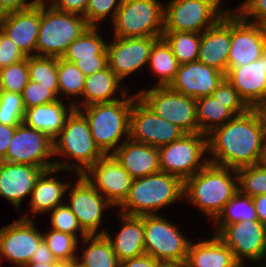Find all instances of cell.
Segmentation results:
<instances>
[{
    "instance_id": "6da1fadb",
    "label": "cell",
    "mask_w": 266,
    "mask_h": 267,
    "mask_svg": "<svg viewBox=\"0 0 266 267\" xmlns=\"http://www.w3.org/2000/svg\"><path fill=\"white\" fill-rule=\"evenodd\" d=\"M266 142V131L255 108L236 115L207 134L210 163L239 169L259 164Z\"/></svg>"
},
{
    "instance_id": "7a4b0ae2",
    "label": "cell",
    "mask_w": 266,
    "mask_h": 267,
    "mask_svg": "<svg viewBox=\"0 0 266 267\" xmlns=\"http://www.w3.org/2000/svg\"><path fill=\"white\" fill-rule=\"evenodd\" d=\"M238 190L237 171L210 162L184 182V195H187L188 201L212 219Z\"/></svg>"
},
{
    "instance_id": "3957f363",
    "label": "cell",
    "mask_w": 266,
    "mask_h": 267,
    "mask_svg": "<svg viewBox=\"0 0 266 267\" xmlns=\"http://www.w3.org/2000/svg\"><path fill=\"white\" fill-rule=\"evenodd\" d=\"M184 195V182L177 176L159 171L134 178L121 213L131 216L153 215Z\"/></svg>"
},
{
    "instance_id": "277c9868",
    "label": "cell",
    "mask_w": 266,
    "mask_h": 267,
    "mask_svg": "<svg viewBox=\"0 0 266 267\" xmlns=\"http://www.w3.org/2000/svg\"><path fill=\"white\" fill-rule=\"evenodd\" d=\"M126 93L127 90L122 91L126 99L83 107V115L88 120L92 138L104 155H109L124 134L123 138L129 139V115L133 101L138 96L136 94L127 98Z\"/></svg>"
},
{
    "instance_id": "5b68a950",
    "label": "cell",
    "mask_w": 266,
    "mask_h": 267,
    "mask_svg": "<svg viewBox=\"0 0 266 267\" xmlns=\"http://www.w3.org/2000/svg\"><path fill=\"white\" fill-rule=\"evenodd\" d=\"M40 3V27L36 56L62 58L68 46L90 25L83 15L60 11Z\"/></svg>"
},
{
    "instance_id": "8992f818",
    "label": "cell",
    "mask_w": 266,
    "mask_h": 267,
    "mask_svg": "<svg viewBox=\"0 0 266 267\" xmlns=\"http://www.w3.org/2000/svg\"><path fill=\"white\" fill-rule=\"evenodd\" d=\"M60 136V137H59ZM58 141L55 139L54 155L63 154L74 158L78 165L54 161L55 168L63 170H77V174H84L97 160L104 154L96 146L92 138L88 120L85 118L80 108L74 109L68 115L65 125L58 135ZM74 165V167H73Z\"/></svg>"
},
{
    "instance_id": "52a82bcc",
    "label": "cell",
    "mask_w": 266,
    "mask_h": 267,
    "mask_svg": "<svg viewBox=\"0 0 266 267\" xmlns=\"http://www.w3.org/2000/svg\"><path fill=\"white\" fill-rule=\"evenodd\" d=\"M163 17L158 0H122L113 19L114 37H161Z\"/></svg>"
},
{
    "instance_id": "ba28073f",
    "label": "cell",
    "mask_w": 266,
    "mask_h": 267,
    "mask_svg": "<svg viewBox=\"0 0 266 267\" xmlns=\"http://www.w3.org/2000/svg\"><path fill=\"white\" fill-rule=\"evenodd\" d=\"M220 2L221 0H171L164 6L163 31L202 33V30L216 24L228 12L220 7Z\"/></svg>"
},
{
    "instance_id": "9c48e42d",
    "label": "cell",
    "mask_w": 266,
    "mask_h": 267,
    "mask_svg": "<svg viewBox=\"0 0 266 267\" xmlns=\"http://www.w3.org/2000/svg\"><path fill=\"white\" fill-rule=\"evenodd\" d=\"M206 137V138H205ZM160 170L177 176L183 182L202 169L208 158L199 161L208 152L207 135L203 133H186L182 138L158 148Z\"/></svg>"
},
{
    "instance_id": "30bf717a",
    "label": "cell",
    "mask_w": 266,
    "mask_h": 267,
    "mask_svg": "<svg viewBox=\"0 0 266 267\" xmlns=\"http://www.w3.org/2000/svg\"><path fill=\"white\" fill-rule=\"evenodd\" d=\"M145 251L159 262L184 265L190 241L167 219L143 215Z\"/></svg>"
},
{
    "instance_id": "8fae6325",
    "label": "cell",
    "mask_w": 266,
    "mask_h": 267,
    "mask_svg": "<svg viewBox=\"0 0 266 267\" xmlns=\"http://www.w3.org/2000/svg\"><path fill=\"white\" fill-rule=\"evenodd\" d=\"M137 96L158 116L179 126L186 133H197L196 99L172 90L169 86H157L140 91Z\"/></svg>"
},
{
    "instance_id": "7c38bea8",
    "label": "cell",
    "mask_w": 266,
    "mask_h": 267,
    "mask_svg": "<svg viewBox=\"0 0 266 267\" xmlns=\"http://www.w3.org/2000/svg\"><path fill=\"white\" fill-rule=\"evenodd\" d=\"M186 132L155 114L139 97L129 115V139L159 148L182 138Z\"/></svg>"
},
{
    "instance_id": "4fadbf2b",
    "label": "cell",
    "mask_w": 266,
    "mask_h": 267,
    "mask_svg": "<svg viewBox=\"0 0 266 267\" xmlns=\"http://www.w3.org/2000/svg\"><path fill=\"white\" fill-rule=\"evenodd\" d=\"M53 141L47 134L22 122L16 126L6 157L2 161L29 164L44 171L55 168L54 162L47 161L48 157L54 155Z\"/></svg>"
},
{
    "instance_id": "5bb4252c",
    "label": "cell",
    "mask_w": 266,
    "mask_h": 267,
    "mask_svg": "<svg viewBox=\"0 0 266 267\" xmlns=\"http://www.w3.org/2000/svg\"><path fill=\"white\" fill-rule=\"evenodd\" d=\"M217 235L232 251L237 262L243 258L260 261L264 255L266 226L259 220H244L216 228Z\"/></svg>"
},
{
    "instance_id": "9a60e30c",
    "label": "cell",
    "mask_w": 266,
    "mask_h": 267,
    "mask_svg": "<svg viewBox=\"0 0 266 267\" xmlns=\"http://www.w3.org/2000/svg\"><path fill=\"white\" fill-rule=\"evenodd\" d=\"M231 48L228 68L240 67L256 61L266 52V39L259 23L245 20L231 11Z\"/></svg>"
},
{
    "instance_id": "2e32d148",
    "label": "cell",
    "mask_w": 266,
    "mask_h": 267,
    "mask_svg": "<svg viewBox=\"0 0 266 267\" xmlns=\"http://www.w3.org/2000/svg\"><path fill=\"white\" fill-rule=\"evenodd\" d=\"M83 175L116 207L124 202L133 182L130 174L110 154L97 160Z\"/></svg>"
},
{
    "instance_id": "e0dca14e",
    "label": "cell",
    "mask_w": 266,
    "mask_h": 267,
    "mask_svg": "<svg viewBox=\"0 0 266 267\" xmlns=\"http://www.w3.org/2000/svg\"><path fill=\"white\" fill-rule=\"evenodd\" d=\"M28 217L24 216L0 229V254L17 267L30 262L33 252L43 240L33 219Z\"/></svg>"
},
{
    "instance_id": "ac0fdd59",
    "label": "cell",
    "mask_w": 266,
    "mask_h": 267,
    "mask_svg": "<svg viewBox=\"0 0 266 267\" xmlns=\"http://www.w3.org/2000/svg\"><path fill=\"white\" fill-rule=\"evenodd\" d=\"M161 37H114L107 43L108 67L122 81L127 75L148 63L154 42Z\"/></svg>"
},
{
    "instance_id": "d6986e66",
    "label": "cell",
    "mask_w": 266,
    "mask_h": 267,
    "mask_svg": "<svg viewBox=\"0 0 266 267\" xmlns=\"http://www.w3.org/2000/svg\"><path fill=\"white\" fill-rule=\"evenodd\" d=\"M78 176L77 184L70 192V203L67 205L87 235H100L96 232L102 220L104 212L102 210L113 205L94 188L83 174Z\"/></svg>"
},
{
    "instance_id": "ffe728a7",
    "label": "cell",
    "mask_w": 266,
    "mask_h": 267,
    "mask_svg": "<svg viewBox=\"0 0 266 267\" xmlns=\"http://www.w3.org/2000/svg\"><path fill=\"white\" fill-rule=\"evenodd\" d=\"M224 78V73L197 60L180 64L169 87L197 100L211 95Z\"/></svg>"
},
{
    "instance_id": "44dd1931",
    "label": "cell",
    "mask_w": 266,
    "mask_h": 267,
    "mask_svg": "<svg viewBox=\"0 0 266 267\" xmlns=\"http://www.w3.org/2000/svg\"><path fill=\"white\" fill-rule=\"evenodd\" d=\"M40 27V3L16 12L0 15V30L26 57L34 56Z\"/></svg>"
},
{
    "instance_id": "7402d4cb",
    "label": "cell",
    "mask_w": 266,
    "mask_h": 267,
    "mask_svg": "<svg viewBox=\"0 0 266 267\" xmlns=\"http://www.w3.org/2000/svg\"><path fill=\"white\" fill-rule=\"evenodd\" d=\"M230 10L213 26L201 33L198 61L226 75L231 48Z\"/></svg>"
},
{
    "instance_id": "603a6c76",
    "label": "cell",
    "mask_w": 266,
    "mask_h": 267,
    "mask_svg": "<svg viewBox=\"0 0 266 267\" xmlns=\"http://www.w3.org/2000/svg\"><path fill=\"white\" fill-rule=\"evenodd\" d=\"M225 77L245 103L250 108H256L266 100V52L252 63L227 68Z\"/></svg>"
},
{
    "instance_id": "cb8c5ba5",
    "label": "cell",
    "mask_w": 266,
    "mask_h": 267,
    "mask_svg": "<svg viewBox=\"0 0 266 267\" xmlns=\"http://www.w3.org/2000/svg\"><path fill=\"white\" fill-rule=\"evenodd\" d=\"M44 170L29 164L0 161V196L20 208L23 198L34 189L37 178Z\"/></svg>"
},
{
    "instance_id": "d4e9b609",
    "label": "cell",
    "mask_w": 266,
    "mask_h": 267,
    "mask_svg": "<svg viewBox=\"0 0 266 267\" xmlns=\"http://www.w3.org/2000/svg\"><path fill=\"white\" fill-rule=\"evenodd\" d=\"M110 155L133 179L161 171L158 148L144 143L126 139Z\"/></svg>"
},
{
    "instance_id": "484cf974",
    "label": "cell",
    "mask_w": 266,
    "mask_h": 267,
    "mask_svg": "<svg viewBox=\"0 0 266 267\" xmlns=\"http://www.w3.org/2000/svg\"><path fill=\"white\" fill-rule=\"evenodd\" d=\"M78 108L77 104L71 102L68 112L61 99H58L47 104L27 108L23 122L55 140L65 125L67 115H70L74 109L78 110Z\"/></svg>"
},
{
    "instance_id": "4316f807",
    "label": "cell",
    "mask_w": 266,
    "mask_h": 267,
    "mask_svg": "<svg viewBox=\"0 0 266 267\" xmlns=\"http://www.w3.org/2000/svg\"><path fill=\"white\" fill-rule=\"evenodd\" d=\"M123 227L113 240L105 231L99 232L100 235H106L113 246V251L119 262L136 258L143 255L145 251L143 215L131 216L121 213Z\"/></svg>"
},
{
    "instance_id": "83f0119b",
    "label": "cell",
    "mask_w": 266,
    "mask_h": 267,
    "mask_svg": "<svg viewBox=\"0 0 266 267\" xmlns=\"http://www.w3.org/2000/svg\"><path fill=\"white\" fill-rule=\"evenodd\" d=\"M235 262L233 251L214 234L210 240L190 242L184 267H231Z\"/></svg>"
},
{
    "instance_id": "f1b7e54d",
    "label": "cell",
    "mask_w": 266,
    "mask_h": 267,
    "mask_svg": "<svg viewBox=\"0 0 266 267\" xmlns=\"http://www.w3.org/2000/svg\"><path fill=\"white\" fill-rule=\"evenodd\" d=\"M57 171H60V169L52 168L45 170L37 178L30 198L32 213L38 214L52 211L58 205L63 204L62 198H64L65 192L68 191L70 183H63L56 179V177L49 176Z\"/></svg>"
},
{
    "instance_id": "f546056e",
    "label": "cell",
    "mask_w": 266,
    "mask_h": 267,
    "mask_svg": "<svg viewBox=\"0 0 266 267\" xmlns=\"http://www.w3.org/2000/svg\"><path fill=\"white\" fill-rule=\"evenodd\" d=\"M120 79L116 74L107 66L99 72L87 76L85 78V85L83 90L84 102H81L82 107H86L95 103L112 102Z\"/></svg>"
},
{
    "instance_id": "4dcf8cb0",
    "label": "cell",
    "mask_w": 266,
    "mask_h": 267,
    "mask_svg": "<svg viewBox=\"0 0 266 267\" xmlns=\"http://www.w3.org/2000/svg\"><path fill=\"white\" fill-rule=\"evenodd\" d=\"M84 243L89 244L81 257H77L78 267H119V261L113 251L108 237L104 235H87ZM79 258V260H78ZM80 259H82L80 261Z\"/></svg>"
},
{
    "instance_id": "1f68e13d",
    "label": "cell",
    "mask_w": 266,
    "mask_h": 267,
    "mask_svg": "<svg viewBox=\"0 0 266 267\" xmlns=\"http://www.w3.org/2000/svg\"><path fill=\"white\" fill-rule=\"evenodd\" d=\"M196 113L198 132L205 135L209 134L216 127L224 125L235 116L227 108V104L221 103L212 95L196 100Z\"/></svg>"
},
{
    "instance_id": "d6a6232c",
    "label": "cell",
    "mask_w": 266,
    "mask_h": 267,
    "mask_svg": "<svg viewBox=\"0 0 266 267\" xmlns=\"http://www.w3.org/2000/svg\"><path fill=\"white\" fill-rule=\"evenodd\" d=\"M97 31V26H90L68 46L62 58L73 63L77 60L95 59V56H107V43Z\"/></svg>"
},
{
    "instance_id": "836d02e7",
    "label": "cell",
    "mask_w": 266,
    "mask_h": 267,
    "mask_svg": "<svg viewBox=\"0 0 266 267\" xmlns=\"http://www.w3.org/2000/svg\"><path fill=\"white\" fill-rule=\"evenodd\" d=\"M148 63L155 75L160 77L157 86H169L180 65L170 46L162 37L154 42Z\"/></svg>"
},
{
    "instance_id": "e575fe53",
    "label": "cell",
    "mask_w": 266,
    "mask_h": 267,
    "mask_svg": "<svg viewBox=\"0 0 266 267\" xmlns=\"http://www.w3.org/2000/svg\"><path fill=\"white\" fill-rule=\"evenodd\" d=\"M201 33L163 31L162 38L170 46L179 64L198 60Z\"/></svg>"
},
{
    "instance_id": "d590c367",
    "label": "cell",
    "mask_w": 266,
    "mask_h": 267,
    "mask_svg": "<svg viewBox=\"0 0 266 267\" xmlns=\"http://www.w3.org/2000/svg\"><path fill=\"white\" fill-rule=\"evenodd\" d=\"M218 226H227L244 220H258L251 197L238 192L225 204L214 219Z\"/></svg>"
},
{
    "instance_id": "8d00e7d4",
    "label": "cell",
    "mask_w": 266,
    "mask_h": 267,
    "mask_svg": "<svg viewBox=\"0 0 266 267\" xmlns=\"http://www.w3.org/2000/svg\"><path fill=\"white\" fill-rule=\"evenodd\" d=\"M28 74L30 81L50 87L56 95L59 94L58 58L36 55L28 57Z\"/></svg>"
},
{
    "instance_id": "74e56055",
    "label": "cell",
    "mask_w": 266,
    "mask_h": 267,
    "mask_svg": "<svg viewBox=\"0 0 266 267\" xmlns=\"http://www.w3.org/2000/svg\"><path fill=\"white\" fill-rule=\"evenodd\" d=\"M42 236L47 247L57 260L64 262L66 265L75 264L77 260L76 248H78L77 244H79L77 243V236L52 228L50 232L42 233Z\"/></svg>"
},
{
    "instance_id": "f35d334b",
    "label": "cell",
    "mask_w": 266,
    "mask_h": 267,
    "mask_svg": "<svg viewBox=\"0 0 266 267\" xmlns=\"http://www.w3.org/2000/svg\"><path fill=\"white\" fill-rule=\"evenodd\" d=\"M86 76L71 62L58 58V87L59 93L65 95H83Z\"/></svg>"
},
{
    "instance_id": "ab89813d",
    "label": "cell",
    "mask_w": 266,
    "mask_h": 267,
    "mask_svg": "<svg viewBox=\"0 0 266 267\" xmlns=\"http://www.w3.org/2000/svg\"><path fill=\"white\" fill-rule=\"evenodd\" d=\"M239 191L249 197L266 194V169L260 164L242 167L236 170Z\"/></svg>"
},
{
    "instance_id": "60d3db41",
    "label": "cell",
    "mask_w": 266,
    "mask_h": 267,
    "mask_svg": "<svg viewBox=\"0 0 266 267\" xmlns=\"http://www.w3.org/2000/svg\"><path fill=\"white\" fill-rule=\"evenodd\" d=\"M25 110L21 94L3 91L0 97V124L17 126L23 122Z\"/></svg>"
},
{
    "instance_id": "b9f144b4",
    "label": "cell",
    "mask_w": 266,
    "mask_h": 267,
    "mask_svg": "<svg viewBox=\"0 0 266 267\" xmlns=\"http://www.w3.org/2000/svg\"><path fill=\"white\" fill-rule=\"evenodd\" d=\"M3 90L21 94L28 81V57L0 69Z\"/></svg>"
},
{
    "instance_id": "7bdbcfd3",
    "label": "cell",
    "mask_w": 266,
    "mask_h": 267,
    "mask_svg": "<svg viewBox=\"0 0 266 267\" xmlns=\"http://www.w3.org/2000/svg\"><path fill=\"white\" fill-rule=\"evenodd\" d=\"M52 229L76 236V232L80 231L81 239L87 236L82 230L75 214L71 211L67 203L58 205L51 211ZM79 229V230H78Z\"/></svg>"
},
{
    "instance_id": "ee69618b",
    "label": "cell",
    "mask_w": 266,
    "mask_h": 267,
    "mask_svg": "<svg viewBox=\"0 0 266 267\" xmlns=\"http://www.w3.org/2000/svg\"><path fill=\"white\" fill-rule=\"evenodd\" d=\"M216 100L223 104H227V108L236 116L247 112L250 107L240 97L239 92L226 79L219 84V86L211 94Z\"/></svg>"
},
{
    "instance_id": "f6af8a7d",
    "label": "cell",
    "mask_w": 266,
    "mask_h": 267,
    "mask_svg": "<svg viewBox=\"0 0 266 267\" xmlns=\"http://www.w3.org/2000/svg\"><path fill=\"white\" fill-rule=\"evenodd\" d=\"M118 1V2H117ZM122 0H88L86 12L83 15L90 26H98L99 20L106 18L111 12L112 21Z\"/></svg>"
},
{
    "instance_id": "bcb514c9",
    "label": "cell",
    "mask_w": 266,
    "mask_h": 267,
    "mask_svg": "<svg viewBox=\"0 0 266 267\" xmlns=\"http://www.w3.org/2000/svg\"><path fill=\"white\" fill-rule=\"evenodd\" d=\"M56 96L57 95L50 90V87H44L40 83L30 80L22 93L25 109L57 101L58 98Z\"/></svg>"
},
{
    "instance_id": "7dc6e473",
    "label": "cell",
    "mask_w": 266,
    "mask_h": 267,
    "mask_svg": "<svg viewBox=\"0 0 266 267\" xmlns=\"http://www.w3.org/2000/svg\"><path fill=\"white\" fill-rule=\"evenodd\" d=\"M26 58L19 47L0 30V69Z\"/></svg>"
},
{
    "instance_id": "c3c4849f",
    "label": "cell",
    "mask_w": 266,
    "mask_h": 267,
    "mask_svg": "<svg viewBox=\"0 0 266 267\" xmlns=\"http://www.w3.org/2000/svg\"><path fill=\"white\" fill-rule=\"evenodd\" d=\"M240 15L247 20L250 16L256 23H260L266 18V0H246L237 10Z\"/></svg>"
},
{
    "instance_id": "681fc988",
    "label": "cell",
    "mask_w": 266,
    "mask_h": 267,
    "mask_svg": "<svg viewBox=\"0 0 266 267\" xmlns=\"http://www.w3.org/2000/svg\"><path fill=\"white\" fill-rule=\"evenodd\" d=\"M87 77L108 66L107 56H95V59L77 60L73 62Z\"/></svg>"
},
{
    "instance_id": "f907efd6",
    "label": "cell",
    "mask_w": 266,
    "mask_h": 267,
    "mask_svg": "<svg viewBox=\"0 0 266 267\" xmlns=\"http://www.w3.org/2000/svg\"><path fill=\"white\" fill-rule=\"evenodd\" d=\"M51 4L57 10L84 15L88 0H54Z\"/></svg>"
},
{
    "instance_id": "816d5d0a",
    "label": "cell",
    "mask_w": 266,
    "mask_h": 267,
    "mask_svg": "<svg viewBox=\"0 0 266 267\" xmlns=\"http://www.w3.org/2000/svg\"><path fill=\"white\" fill-rule=\"evenodd\" d=\"M27 0H0V15L30 8L38 4L37 0L29 3Z\"/></svg>"
},
{
    "instance_id": "f5cc1de1",
    "label": "cell",
    "mask_w": 266,
    "mask_h": 267,
    "mask_svg": "<svg viewBox=\"0 0 266 267\" xmlns=\"http://www.w3.org/2000/svg\"><path fill=\"white\" fill-rule=\"evenodd\" d=\"M57 259L53 256L52 252L47 247V244L42 240L36 250L33 252L32 258L30 260L31 263H55Z\"/></svg>"
},
{
    "instance_id": "db71d44e",
    "label": "cell",
    "mask_w": 266,
    "mask_h": 267,
    "mask_svg": "<svg viewBox=\"0 0 266 267\" xmlns=\"http://www.w3.org/2000/svg\"><path fill=\"white\" fill-rule=\"evenodd\" d=\"M159 261L154 259L149 254H143L136 258L124 260L119 263V267H155Z\"/></svg>"
},
{
    "instance_id": "11a10c76",
    "label": "cell",
    "mask_w": 266,
    "mask_h": 267,
    "mask_svg": "<svg viewBox=\"0 0 266 267\" xmlns=\"http://www.w3.org/2000/svg\"><path fill=\"white\" fill-rule=\"evenodd\" d=\"M15 129L16 126L0 124V161L6 157V152L15 133Z\"/></svg>"
},
{
    "instance_id": "9f6ffc18",
    "label": "cell",
    "mask_w": 266,
    "mask_h": 267,
    "mask_svg": "<svg viewBox=\"0 0 266 267\" xmlns=\"http://www.w3.org/2000/svg\"><path fill=\"white\" fill-rule=\"evenodd\" d=\"M258 220L266 226V194L252 197Z\"/></svg>"
},
{
    "instance_id": "6f0895ef",
    "label": "cell",
    "mask_w": 266,
    "mask_h": 267,
    "mask_svg": "<svg viewBox=\"0 0 266 267\" xmlns=\"http://www.w3.org/2000/svg\"><path fill=\"white\" fill-rule=\"evenodd\" d=\"M22 267H67V265L64 262H61L57 260L55 263L47 264V263H27L23 265Z\"/></svg>"
},
{
    "instance_id": "680465c9",
    "label": "cell",
    "mask_w": 266,
    "mask_h": 267,
    "mask_svg": "<svg viewBox=\"0 0 266 267\" xmlns=\"http://www.w3.org/2000/svg\"><path fill=\"white\" fill-rule=\"evenodd\" d=\"M255 109L258 111L263 123V127L266 131V100L261 102Z\"/></svg>"
},
{
    "instance_id": "91938a15",
    "label": "cell",
    "mask_w": 266,
    "mask_h": 267,
    "mask_svg": "<svg viewBox=\"0 0 266 267\" xmlns=\"http://www.w3.org/2000/svg\"><path fill=\"white\" fill-rule=\"evenodd\" d=\"M259 164L266 169V142L262 151V155L259 161Z\"/></svg>"
},
{
    "instance_id": "94428289",
    "label": "cell",
    "mask_w": 266,
    "mask_h": 267,
    "mask_svg": "<svg viewBox=\"0 0 266 267\" xmlns=\"http://www.w3.org/2000/svg\"><path fill=\"white\" fill-rule=\"evenodd\" d=\"M155 267H184V265H180L177 263L159 262Z\"/></svg>"
},
{
    "instance_id": "6125c7cd",
    "label": "cell",
    "mask_w": 266,
    "mask_h": 267,
    "mask_svg": "<svg viewBox=\"0 0 266 267\" xmlns=\"http://www.w3.org/2000/svg\"><path fill=\"white\" fill-rule=\"evenodd\" d=\"M259 24L262 27V30H263V33H264V37L266 39V18L264 20H262Z\"/></svg>"
},
{
    "instance_id": "be15d7a7",
    "label": "cell",
    "mask_w": 266,
    "mask_h": 267,
    "mask_svg": "<svg viewBox=\"0 0 266 267\" xmlns=\"http://www.w3.org/2000/svg\"><path fill=\"white\" fill-rule=\"evenodd\" d=\"M231 267H245V266H243V263L236 261Z\"/></svg>"
},
{
    "instance_id": "e7e4bbea",
    "label": "cell",
    "mask_w": 266,
    "mask_h": 267,
    "mask_svg": "<svg viewBox=\"0 0 266 267\" xmlns=\"http://www.w3.org/2000/svg\"><path fill=\"white\" fill-rule=\"evenodd\" d=\"M3 87H2V81H1V77H0V97H1V95H2V93H3Z\"/></svg>"
},
{
    "instance_id": "03108f58",
    "label": "cell",
    "mask_w": 266,
    "mask_h": 267,
    "mask_svg": "<svg viewBox=\"0 0 266 267\" xmlns=\"http://www.w3.org/2000/svg\"><path fill=\"white\" fill-rule=\"evenodd\" d=\"M264 257H266V239H265V249H264V255H263V258ZM265 260H266V258H265ZM260 267V266H259ZM264 267V266H263ZM265 267H266V265H265Z\"/></svg>"
},
{
    "instance_id": "003e7915",
    "label": "cell",
    "mask_w": 266,
    "mask_h": 267,
    "mask_svg": "<svg viewBox=\"0 0 266 267\" xmlns=\"http://www.w3.org/2000/svg\"><path fill=\"white\" fill-rule=\"evenodd\" d=\"M67 267H78L75 264L67 265Z\"/></svg>"
},
{
    "instance_id": "a7ac6f4b",
    "label": "cell",
    "mask_w": 266,
    "mask_h": 267,
    "mask_svg": "<svg viewBox=\"0 0 266 267\" xmlns=\"http://www.w3.org/2000/svg\"><path fill=\"white\" fill-rule=\"evenodd\" d=\"M37 2H38V3H43V2H44V0H37Z\"/></svg>"
}]
</instances>
